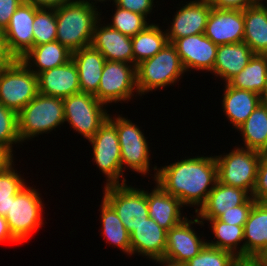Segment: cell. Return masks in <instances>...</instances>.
Returning a JSON list of instances; mask_svg holds the SVG:
<instances>
[{
  "label": "cell",
  "instance_id": "1",
  "mask_svg": "<svg viewBox=\"0 0 267 266\" xmlns=\"http://www.w3.org/2000/svg\"><path fill=\"white\" fill-rule=\"evenodd\" d=\"M153 170L156 183L184 206L201 207L218 181L215 156L182 159Z\"/></svg>",
  "mask_w": 267,
  "mask_h": 266
},
{
  "label": "cell",
  "instance_id": "2",
  "mask_svg": "<svg viewBox=\"0 0 267 266\" xmlns=\"http://www.w3.org/2000/svg\"><path fill=\"white\" fill-rule=\"evenodd\" d=\"M95 3H90V0H72L55 9L56 41L72 53L91 45L94 27L101 15L96 11Z\"/></svg>",
  "mask_w": 267,
  "mask_h": 266
},
{
  "label": "cell",
  "instance_id": "3",
  "mask_svg": "<svg viewBox=\"0 0 267 266\" xmlns=\"http://www.w3.org/2000/svg\"><path fill=\"white\" fill-rule=\"evenodd\" d=\"M186 72L178 52L170 42L153 57L136 65V85L138 95L157 88L172 85Z\"/></svg>",
  "mask_w": 267,
  "mask_h": 266
},
{
  "label": "cell",
  "instance_id": "4",
  "mask_svg": "<svg viewBox=\"0 0 267 266\" xmlns=\"http://www.w3.org/2000/svg\"><path fill=\"white\" fill-rule=\"evenodd\" d=\"M65 122L63 98L38 93L19 113L20 141L49 133Z\"/></svg>",
  "mask_w": 267,
  "mask_h": 266
},
{
  "label": "cell",
  "instance_id": "5",
  "mask_svg": "<svg viewBox=\"0 0 267 266\" xmlns=\"http://www.w3.org/2000/svg\"><path fill=\"white\" fill-rule=\"evenodd\" d=\"M20 59L0 73V103L19 113L38 92V77Z\"/></svg>",
  "mask_w": 267,
  "mask_h": 266
},
{
  "label": "cell",
  "instance_id": "6",
  "mask_svg": "<svg viewBox=\"0 0 267 266\" xmlns=\"http://www.w3.org/2000/svg\"><path fill=\"white\" fill-rule=\"evenodd\" d=\"M262 153L248 148L231 150L226 155L215 156L218 182L252 192Z\"/></svg>",
  "mask_w": 267,
  "mask_h": 266
},
{
  "label": "cell",
  "instance_id": "7",
  "mask_svg": "<svg viewBox=\"0 0 267 266\" xmlns=\"http://www.w3.org/2000/svg\"><path fill=\"white\" fill-rule=\"evenodd\" d=\"M39 195L38 190L26 185L11 197L5 219L12 235L21 243L43 224V203Z\"/></svg>",
  "mask_w": 267,
  "mask_h": 266
},
{
  "label": "cell",
  "instance_id": "8",
  "mask_svg": "<svg viewBox=\"0 0 267 266\" xmlns=\"http://www.w3.org/2000/svg\"><path fill=\"white\" fill-rule=\"evenodd\" d=\"M65 122L90 140L109 117L101 103L89 93H76L63 98Z\"/></svg>",
  "mask_w": 267,
  "mask_h": 266
},
{
  "label": "cell",
  "instance_id": "9",
  "mask_svg": "<svg viewBox=\"0 0 267 266\" xmlns=\"http://www.w3.org/2000/svg\"><path fill=\"white\" fill-rule=\"evenodd\" d=\"M103 198L114 208L131 234L149 217L147 191L125 184L107 185Z\"/></svg>",
  "mask_w": 267,
  "mask_h": 266
},
{
  "label": "cell",
  "instance_id": "10",
  "mask_svg": "<svg viewBox=\"0 0 267 266\" xmlns=\"http://www.w3.org/2000/svg\"><path fill=\"white\" fill-rule=\"evenodd\" d=\"M108 119L116 126L118 133L121 148L122 178L125 171L123 168L125 167L131 168V171H136L142 175L149 173L150 150L144 133L135 123L120 115L117 118H111L109 115Z\"/></svg>",
  "mask_w": 267,
  "mask_h": 266
},
{
  "label": "cell",
  "instance_id": "11",
  "mask_svg": "<svg viewBox=\"0 0 267 266\" xmlns=\"http://www.w3.org/2000/svg\"><path fill=\"white\" fill-rule=\"evenodd\" d=\"M92 144L93 159L99 169L106 175V185L125 184L122 179L121 148L116 126L107 119L96 134L88 140Z\"/></svg>",
  "mask_w": 267,
  "mask_h": 266
},
{
  "label": "cell",
  "instance_id": "12",
  "mask_svg": "<svg viewBox=\"0 0 267 266\" xmlns=\"http://www.w3.org/2000/svg\"><path fill=\"white\" fill-rule=\"evenodd\" d=\"M118 61H105L98 92L94 95L101 103L128 102L137 92L136 66Z\"/></svg>",
  "mask_w": 267,
  "mask_h": 266
},
{
  "label": "cell",
  "instance_id": "13",
  "mask_svg": "<svg viewBox=\"0 0 267 266\" xmlns=\"http://www.w3.org/2000/svg\"><path fill=\"white\" fill-rule=\"evenodd\" d=\"M195 223L204 224L197 216L193 221L186 217L181 223L167 231L164 258L185 264L200 253L207 241L198 237L191 228V224Z\"/></svg>",
  "mask_w": 267,
  "mask_h": 266
},
{
  "label": "cell",
  "instance_id": "14",
  "mask_svg": "<svg viewBox=\"0 0 267 266\" xmlns=\"http://www.w3.org/2000/svg\"><path fill=\"white\" fill-rule=\"evenodd\" d=\"M172 44L178 52L185 71L191 68L213 72L218 45L204 33L176 39Z\"/></svg>",
  "mask_w": 267,
  "mask_h": 266
},
{
  "label": "cell",
  "instance_id": "15",
  "mask_svg": "<svg viewBox=\"0 0 267 266\" xmlns=\"http://www.w3.org/2000/svg\"><path fill=\"white\" fill-rule=\"evenodd\" d=\"M34 19L35 6L22 2L3 31L8 49L15 59H21L34 46Z\"/></svg>",
  "mask_w": 267,
  "mask_h": 266
},
{
  "label": "cell",
  "instance_id": "16",
  "mask_svg": "<svg viewBox=\"0 0 267 266\" xmlns=\"http://www.w3.org/2000/svg\"><path fill=\"white\" fill-rule=\"evenodd\" d=\"M204 35L216 45L243 42V11L212 8L207 19Z\"/></svg>",
  "mask_w": 267,
  "mask_h": 266
},
{
  "label": "cell",
  "instance_id": "17",
  "mask_svg": "<svg viewBox=\"0 0 267 266\" xmlns=\"http://www.w3.org/2000/svg\"><path fill=\"white\" fill-rule=\"evenodd\" d=\"M211 10L209 0L190 1L181 7L176 12L172 26L166 31L168 42L172 43L182 37L203 34Z\"/></svg>",
  "mask_w": 267,
  "mask_h": 266
},
{
  "label": "cell",
  "instance_id": "18",
  "mask_svg": "<svg viewBox=\"0 0 267 266\" xmlns=\"http://www.w3.org/2000/svg\"><path fill=\"white\" fill-rule=\"evenodd\" d=\"M37 77L40 94L65 98L81 92L78 69L72 59L64 65L40 72Z\"/></svg>",
  "mask_w": 267,
  "mask_h": 266
},
{
  "label": "cell",
  "instance_id": "19",
  "mask_svg": "<svg viewBox=\"0 0 267 266\" xmlns=\"http://www.w3.org/2000/svg\"><path fill=\"white\" fill-rule=\"evenodd\" d=\"M99 21H101V18L95 24L91 46L98 50L106 61L133 64L131 37L122 34L109 25L102 26Z\"/></svg>",
  "mask_w": 267,
  "mask_h": 266
},
{
  "label": "cell",
  "instance_id": "20",
  "mask_svg": "<svg viewBox=\"0 0 267 266\" xmlns=\"http://www.w3.org/2000/svg\"><path fill=\"white\" fill-rule=\"evenodd\" d=\"M166 237L167 231L148 217L130 234L131 255L138 253L151 260L164 257Z\"/></svg>",
  "mask_w": 267,
  "mask_h": 266
},
{
  "label": "cell",
  "instance_id": "21",
  "mask_svg": "<svg viewBox=\"0 0 267 266\" xmlns=\"http://www.w3.org/2000/svg\"><path fill=\"white\" fill-rule=\"evenodd\" d=\"M251 197L244 189L216 182L206 202L195 209L199 219H217L224 211L243 205Z\"/></svg>",
  "mask_w": 267,
  "mask_h": 266
},
{
  "label": "cell",
  "instance_id": "22",
  "mask_svg": "<svg viewBox=\"0 0 267 266\" xmlns=\"http://www.w3.org/2000/svg\"><path fill=\"white\" fill-rule=\"evenodd\" d=\"M151 191L147 192L149 217L161 228L169 231L185 219L181 215V207L184 205L178 198L165 192L157 183Z\"/></svg>",
  "mask_w": 267,
  "mask_h": 266
},
{
  "label": "cell",
  "instance_id": "23",
  "mask_svg": "<svg viewBox=\"0 0 267 266\" xmlns=\"http://www.w3.org/2000/svg\"><path fill=\"white\" fill-rule=\"evenodd\" d=\"M72 60L78 69L81 92L95 95L98 92L105 57L90 45L73 52Z\"/></svg>",
  "mask_w": 267,
  "mask_h": 266
},
{
  "label": "cell",
  "instance_id": "24",
  "mask_svg": "<svg viewBox=\"0 0 267 266\" xmlns=\"http://www.w3.org/2000/svg\"><path fill=\"white\" fill-rule=\"evenodd\" d=\"M242 256H258L267 248V204L255 202L244 225Z\"/></svg>",
  "mask_w": 267,
  "mask_h": 266
},
{
  "label": "cell",
  "instance_id": "25",
  "mask_svg": "<svg viewBox=\"0 0 267 266\" xmlns=\"http://www.w3.org/2000/svg\"><path fill=\"white\" fill-rule=\"evenodd\" d=\"M253 55L250 47L244 42L218 45L212 73L226 83L245 68Z\"/></svg>",
  "mask_w": 267,
  "mask_h": 266
},
{
  "label": "cell",
  "instance_id": "26",
  "mask_svg": "<svg viewBox=\"0 0 267 266\" xmlns=\"http://www.w3.org/2000/svg\"><path fill=\"white\" fill-rule=\"evenodd\" d=\"M223 111L228 120L237 129L261 103L260 95L254 92L234 88L225 83Z\"/></svg>",
  "mask_w": 267,
  "mask_h": 266
},
{
  "label": "cell",
  "instance_id": "27",
  "mask_svg": "<svg viewBox=\"0 0 267 266\" xmlns=\"http://www.w3.org/2000/svg\"><path fill=\"white\" fill-rule=\"evenodd\" d=\"M244 39L254 54H267V4L260 1L243 10Z\"/></svg>",
  "mask_w": 267,
  "mask_h": 266
},
{
  "label": "cell",
  "instance_id": "28",
  "mask_svg": "<svg viewBox=\"0 0 267 266\" xmlns=\"http://www.w3.org/2000/svg\"><path fill=\"white\" fill-rule=\"evenodd\" d=\"M71 59L72 52L58 41H54L33 46L20 60L29 68L37 67L31 71L38 75L45 70L64 65Z\"/></svg>",
  "mask_w": 267,
  "mask_h": 266
},
{
  "label": "cell",
  "instance_id": "29",
  "mask_svg": "<svg viewBox=\"0 0 267 266\" xmlns=\"http://www.w3.org/2000/svg\"><path fill=\"white\" fill-rule=\"evenodd\" d=\"M226 83L261 95L267 85V54H254L245 68Z\"/></svg>",
  "mask_w": 267,
  "mask_h": 266
},
{
  "label": "cell",
  "instance_id": "30",
  "mask_svg": "<svg viewBox=\"0 0 267 266\" xmlns=\"http://www.w3.org/2000/svg\"><path fill=\"white\" fill-rule=\"evenodd\" d=\"M240 131L244 141V148L267 153V107L258 104L252 114L242 123Z\"/></svg>",
  "mask_w": 267,
  "mask_h": 266
},
{
  "label": "cell",
  "instance_id": "31",
  "mask_svg": "<svg viewBox=\"0 0 267 266\" xmlns=\"http://www.w3.org/2000/svg\"><path fill=\"white\" fill-rule=\"evenodd\" d=\"M131 41L135 66L143 60L153 57L168 43L166 32L164 33L158 25L153 23L131 37Z\"/></svg>",
  "mask_w": 267,
  "mask_h": 266
},
{
  "label": "cell",
  "instance_id": "32",
  "mask_svg": "<svg viewBox=\"0 0 267 266\" xmlns=\"http://www.w3.org/2000/svg\"><path fill=\"white\" fill-rule=\"evenodd\" d=\"M102 230L106 241L131 255L130 233L124 227L114 208L102 198Z\"/></svg>",
  "mask_w": 267,
  "mask_h": 266
},
{
  "label": "cell",
  "instance_id": "33",
  "mask_svg": "<svg viewBox=\"0 0 267 266\" xmlns=\"http://www.w3.org/2000/svg\"><path fill=\"white\" fill-rule=\"evenodd\" d=\"M199 220H207L211 223L210 226L216 241L207 242L209 246L230 251L235 256H242V247L238 244L241 243L240 241H244V226L227 224L223 221H219L218 219Z\"/></svg>",
  "mask_w": 267,
  "mask_h": 266
},
{
  "label": "cell",
  "instance_id": "34",
  "mask_svg": "<svg viewBox=\"0 0 267 266\" xmlns=\"http://www.w3.org/2000/svg\"><path fill=\"white\" fill-rule=\"evenodd\" d=\"M32 29L34 46L56 41L57 21L55 9L35 7V19Z\"/></svg>",
  "mask_w": 267,
  "mask_h": 266
},
{
  "label": "cell",
  "instance_id": "35",
  "mask_svg": "<svg viewBox=\"0 0 267 266\" xmlns=\"http://www.w3.org/2000/svg\"><path fill=\"white\" fill-rule=\"evenodd\" d=\"M115 6L117 9L112 17L113 19H111L112 24H108L113 29L133 37L149 25L143 15Z\"/></svg>",
  "mask_w": 267,
  "mask_h": 266
},
{
  "label": "cell",
  "instance_id": "36",
  "mask_svg": "<svg viewBox=\"0 0 267 266\" xmlns=\"http://www.w3.org/2000/svg\"><path fill=\"white\" fill-rule=\"evenodd\" d=\"M9 166L0 173V215L5 216L9 211L11 197H14L24 186V180Z\"/></svg>",
  "mask_w": 267,
  "mask_h": 266
},
{
  "label": "cell",
  "instance_id": "37",
  "mask_svg": "<svg viewBox=\"0 0 267 266\" xmlns=\"http://www.w3.org/2000/svg\"><path fill=\"white\" fill-rule=\"evenodd\" d=\"M21 143L18 131V113L0 103V145L13 152V144Z\"/></svg>",
  "mask_w": 267,
  "mask_h": 266
},
{
  "label": "cell",
  "instance_id": "38",
  "mask_svg": "<svg viewBox=\"0 0 267 266\" xmlns=\"http://www.w3.org/2000/svg\"><path fill=\"white\" fill-rule=\"evenodd\" d=\"M235 257L230 251L206 244L198 255L185 263V266H231Z\"/></svg>",
  "mask_w": 267,
  "mask_h": 266
},
{
  "label": "cell",
  "instance_id": "39",
  "mask_svg": "<svg viewBox=\"0 0 267 266\" xmlns=\"http://www.w3.org/2000/svg\"><path fill=\"white\" fill-rule=\"evenodd\" d=\"M255 202L256 200L251 196L243 205H238L230 208L229 211H224L217 219L227 224L244 226Z\"/></svg>",
  "mask_w": 267,
  "mask_h": 266
},
{
  "label": "cell",
  "instance_id": "40",
  "mask_svg": "<svg viewBox=\"0 0 267 266\" xmlns=\"http://www.w3.org/2000/svg\"><path fill=\"white\" fill-rule=\"evenodd\" d=\"M252 197L258 203L267 204V153L261 155Z\"/></svg>",
  "mask_w": 267,
  "mask_h": 266
},
{
  "label": "cell",
  "instance_id": "41",
  "mask_svg": "<svg viewBox=\"0 0 267 266\" xmlns=\"http://www.w3.org/2000/svg\"><path fill=\"white\" fill-rule=\"evenodd\" d=\"M154 0H114L115 5L143 15L147 18V15L151 13Z\"/></svg>",
  "mask_w": 267,
  "mask_h": 266
},
{
  "label": "cell",
  "instance_id": "42",
  "mask_svg": "<svg viewBox=\"0 0 267 266\" xmlns=\"http://www.w3.org/2000/svg\"><path fill=\"white\" fill-rule=\"evenodd\" d=\"M23 0H0V30L4 31Z\"/></svg>",
  "mask_w": 267,
  "mask_h": 266
},
{
  "label": "cell",
  "instance_id": "43",
  "mask_svg": "<svg viewBox=\"0 0 267 266\" xmlns=\"http://www.w3.org/2000/svg\"><path fill=\"white\" fill-rule=\"evenodd\" d=\"M260 0H209L212 8L230 9L243 11L246 8L255 5Z\"/></svg>",
  "mask_w": 267,
  "mask_h": 266
},
{
  "label": "cell",
  "instance_id": "44",
  "mask_svg": "<svg viewBox=\"0 0 267 266\" xmlns=\"http://www.w3.org/2000/svg\"><path fill=\"white\" fill-rule=\"evenodd\" d=\"M15 60V57L8 49L5 34L2 30H0V66H9Z\"/></svg>",
  "mask_w": 267,
  "mask_h": 266
},
{
  "label": "cell",
  "instance_id": "45",
  "mask_svg": "<svg viewBox=\"0 0 267 266\" xmlns=\"http://www.w3.org/2000/svg\"><path fill=\"white\" fill-rule=\"evenodd\" d=\"M71 1L72 0H23L24 3L47 9H56Z\"/></svg>",
  "mask_w": 267,
  "mask_h": 266
},
{
  "label": "cell",
  "instance_id": "46",
  "mask_svg": "<svg viewBox=\"0 0 267 266\" xmlns=\"http://www.w3.org/2000/svg\"><path fill=\"white\" fill-rule=\"evenodd\" d=\"M20 243L11 233L5 216L0 215V243Z\"/></svg>",
  "mask_w": 267,
  "mask_h": 266
},
{
  "label": "cell",
  "instance_id": "47",
  "mask_svg": "<svg viewBox=\"0 0 267 266\" xmlns=\"http://www.w3.org/2000/svg\"><path fill=\"white\" fill-rule=\"evenodd\" d=\"M231 266H262L257 256H236Z\"/></svg>",
  "mask_w": 267,
  "mask_h": 266
},
{
  "label": "cell",
  "instance_id": "48",
  "mask_svg": "<svg viewBox=\"0 0 267 266\" xmlns=\"http://www.w3.org/2000/svg\"><path fill=\"white\" fill-rule=\"evenodd\" d=\"M13 164V154L10 149L0 145V173Z\"/></svg>",
  "mask_w": 267,
  "mask_h": 266
},
{
  "label": "cell",
  "instance_id": "49",
  "mask_svg": "<svg viewBox=\"0 0 267 266\" xmlns=\"http://www.w3.org/2000/svg\"><path fill=\"white\" fill-rule=\"evenodd\" d=\"M154 261H156V263L158 262L159 264L162 263V265L164 264L165 266H185L184 263L176 262L170 259H166L164 257L154 259Z\"/></svg>",
  "mask_w": 267,
  "mask_h": 266
},
{
  "label": "cell",
  "instance_id": "50",
  "mask_svg": "<svg viewBox=\"0 0 267 266\" xmlns=\"http://www.w3.org/2000/svg\"><path fill=\"white\" fill-rule=\"evenodd\" d=\"M257 257L261 261L262 266H267V248L264 249Z\"/></svg>",
  "mask_w": 267,
  "mask_h": 266
},
{
  "label": "cell",
  "instance_id": "51",
  "mask_svg": "<svg viewBox=\"0 0 267 266\" xmlns=\"http://www.w3.org/2000/svg\"><path fill=\"white\" fill-rule=\"evenodd\" d=\"M260 100L261 103L267 107V85L265 87L264 92L260 95Z\"/></svg>",
  "mask_w": 267,
  "mask_h": 266
},
{
  "label": "cell",
  "instance_id": "52",
  "mask_svg": "<svg viewBox=\"0 0 267 266\" xmlns=\"http://www.w3.org/2000/svg\"><path fill=\"white\" fill-rule=\"evenodd\" d=\"M5 67H7V66H0V73Z\"/></svg>",
  "mask_w": 267,
  "mask_h": 266
},
{
  "label": "cell",
  "instance_id": "53",
  "mask_svg": "<svg viewBox=\"0 0 267 266\" xmlns=\"http://www.w3.org/2000/svg\"><path fill=\"white\" fill-rule=\"evenodd\" d=\"M94 1H99V2H103V1H106V0H94ZM114 1V0H113Z\"/></svg>",
  "mask_w": 267,
  "mask_h": 266
}]
</instances>
